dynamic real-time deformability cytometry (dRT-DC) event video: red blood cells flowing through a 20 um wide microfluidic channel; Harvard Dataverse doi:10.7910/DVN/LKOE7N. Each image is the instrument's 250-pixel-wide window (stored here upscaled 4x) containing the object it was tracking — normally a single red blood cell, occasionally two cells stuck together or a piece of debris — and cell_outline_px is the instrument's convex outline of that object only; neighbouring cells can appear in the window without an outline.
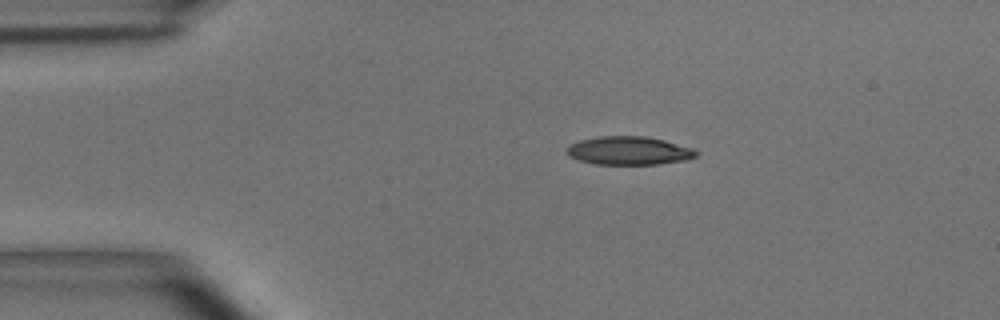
{"species": "common noctule bat (a hibernating species)", "species_latin": "Nyctalus noctula", "temperature_condition": "room temperature", "stored_images_in_passage": 4, "camera_frame_rate_fps": 3000, "um_per_image_px": 0.085, "animal": {"sex": "male", "body_mass_g": 15.6}, "frame": {"image": 1, "passage_image": 2, "time_ms": 0.333, "image_size_px": [1000, 320], "cell_outline_px": [[700, 152], [696, 156], [684, 160], [656, 164], [596, 164], [580, 160], [568, 156], [568, 144], [580, 140], [596, 136], [644, 136], [664, 140], [692, 148]], "centroid_in_image_um": [53.45, 12.8], "position_along_channel_um": 31.6, "area_um2": 21.27}}
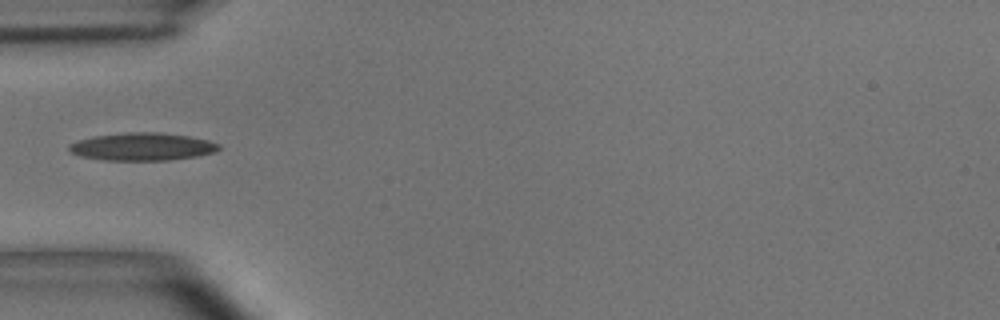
{"frame": {"image": 2, "passage_image": 4, "time_ms": 1.0, "image_size_px": [1000, 320], "cell_outline_px": [[220, 148], [216, 152], [200, 156], [168, 160], [104, 160], [80, 156], [68, 152], [68, 144], [76, 140], [92, 136], [124, 132], [160, 132], [188, 136], [208, 140], [220, 144]], "centroid_in_image_um": [12.06, 12.46], "position_along_channel_um": 72.9, "area_um2": 24.57}}